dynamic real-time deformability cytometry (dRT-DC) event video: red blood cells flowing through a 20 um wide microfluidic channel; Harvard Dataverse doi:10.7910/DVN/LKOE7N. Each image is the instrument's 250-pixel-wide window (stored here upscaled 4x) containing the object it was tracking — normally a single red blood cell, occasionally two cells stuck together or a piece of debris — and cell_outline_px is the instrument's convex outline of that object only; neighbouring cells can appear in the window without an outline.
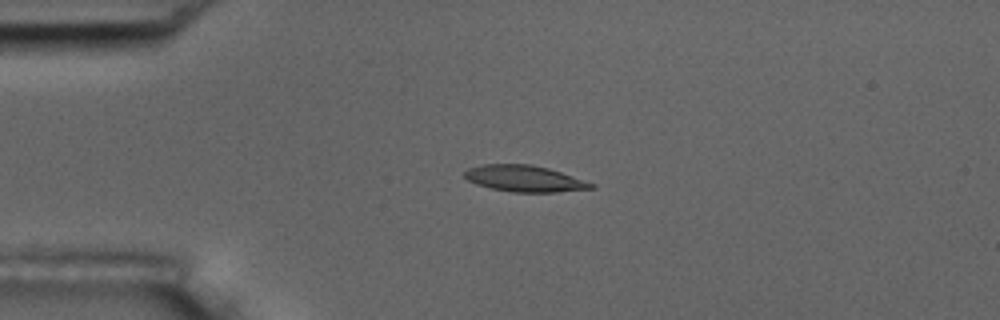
{"species": "common noctule bat (a hibernating species)", "species_latin": "Nyctalus noctula", "temperature_condition": "room temperature", "stored_images_in_passage": 4, "camera_frame_rate_fps": 3000, "um_per_image_px": 0.085, "animal": {"sex": "male", "body_mass_g": 17.5, "forearm_length_mm": 52.3}, "frame": {"image": 1, "passage_image": 3, "time_ms": 2.333, "image_size_px": [1000, 320], "cell_outline_px": [[596, 188], [556, 192], [512, 192], [492, 188], [476, 184], [468, 180], [464, 176], [464, 172], [468, 168], [484, 164], [532, 164], [548, 168], [596, 184]], "centroid_in_image_um": [44.59, 15.18], "position_along_channel_um": 40.4, "area_um2": 19.36}}